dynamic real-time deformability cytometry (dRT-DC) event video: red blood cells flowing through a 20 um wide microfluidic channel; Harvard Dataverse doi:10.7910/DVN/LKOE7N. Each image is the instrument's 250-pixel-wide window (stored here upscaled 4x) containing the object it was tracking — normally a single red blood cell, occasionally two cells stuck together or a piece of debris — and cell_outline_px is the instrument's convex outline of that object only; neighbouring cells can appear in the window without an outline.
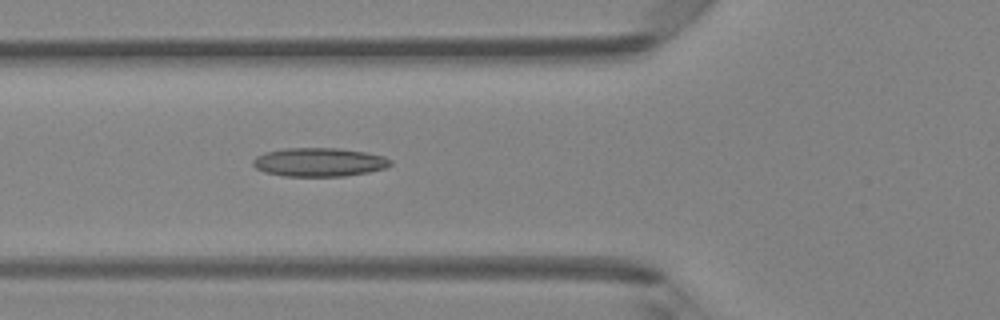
{"species": "Egyptian fruit bat (a non-hibernating species)", "species_latin": "Rousettus aegyptiacus", "temperature_condition": "room temperature", "stored_images_in_passage": 37, "camera_frame_rate_fps": 3000, "um_per_image_px": 0.085, "animal": {"sex": "female"}, "frame": {"image": 1, "passage_image": 7, "time_ms": 2.0, "image_size_px": [1000, 320], "cell_outline_px": [[392, 164], [384, 168], [368, 172], [344, 176], [284, 176], [264, 172], [256, 168], [252, 164], [252, 160], [256, 156], [264, 152], [284, 148], [336, 148], [364, 152], [384, 156], [392, 160]], "centroid_in_image_um": [27.09, 13.78], "position_along_channel_um": 98.7, "area_um2": 23.0}}
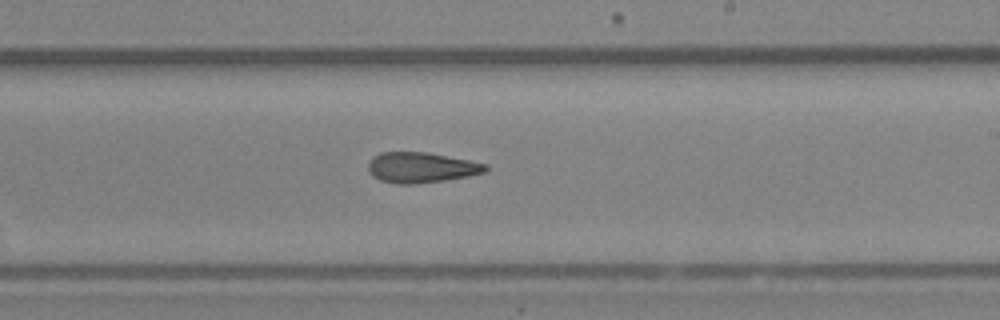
{"frame": {"image": 2, "passage_image": 18, "time_ms": 5.667, "image_size_px": [1000, 320], "cell_outline_px": [[488, 168], [484, 172], [468, 176], [444, 180], [416, 184], [396, 184], [380, 180], [372, 176], [368, 168], [368, 164], [372, 156], [380, 152], [428, 152], [488, 164]], "centroid_in_image_um": [35.77, 14.23], "position_along_channel_um": 253.2, "area_um2": 20.87}}
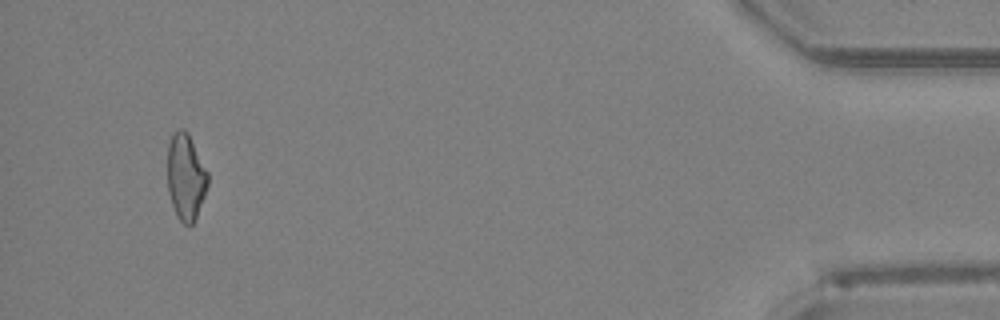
{"frame": {"image": 3, "passage_image": 35, "time_ms": 11.333, "image_size_px": [1000, 320], "cell_outline_px": [[208, 184], [204, 196], [196, 216], [192, 224], [184, 224], [176, 216], [168, 192], [168, 144], [172, 132], [180, 128], [184, 128], [188, 132], [208, 172]], "centroid_in_image_um": [15.78, 14.99], "position_along_channel_um": 419.4, "area_um2": 20.29}, "authors_computed_cell_mechanics": {"area_um2": 20.8658, "velocity_mm_per_s": 4.2306, "shape_relaxation_time_tau1_ms": null, "shape_relaxation_time_tau2_ms": 4.7587, "deformation_change_tau1": null, "deformation_change_tau2": 0.1538}}